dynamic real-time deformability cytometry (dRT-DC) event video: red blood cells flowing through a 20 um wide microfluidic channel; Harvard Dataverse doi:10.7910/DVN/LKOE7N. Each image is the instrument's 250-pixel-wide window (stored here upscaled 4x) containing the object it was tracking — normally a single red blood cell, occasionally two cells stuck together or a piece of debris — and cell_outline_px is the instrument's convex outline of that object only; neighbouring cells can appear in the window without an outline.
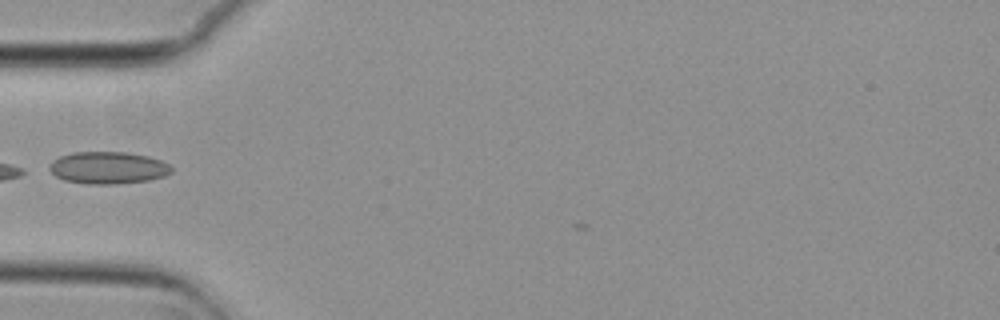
{"species": "common noctule bat (a hibernating species)", "species_latin": "Nyctalus noctula", "temperature_condition": "cold", "stored_images_in_passage": 17, "camera_frame_rate_fps": 3000, "um_per_image_px": 0.085, "animal": {"sex": "female", "body_mass_g": 29.2, "forearm_length_mm": 56.3}, "frame": {"image": 1, "passage_image": 3, "time_ms": 0.667, "image_size_px": [1000, 320], "cell_outline_px": [[172, 172], [164, 176], [148, 180], [116, 184], [88, 184], [64, 180], [56, 176], [48, 168], [52, 160], [60, 156], [72, 152], [128, 152], [148, 156], [160, 160], [168, 164], [172, 168]], "centroid_in_image_um": [9.17, 14.25], "position_along_channel_um": 75.8, "area_um2": 22.89}}